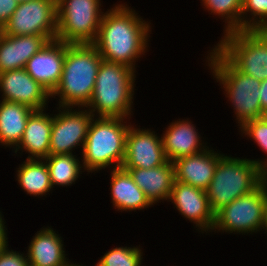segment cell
I'll use <instances>...</instances> for the list:
<instances>
[{
  "mask_svg": "<svg viewBox=\"0 0 267 266\" xmlns=\"http://www.w3.org/2000/svg\"><path fill=\"white\" fill-rule=\"evenodd\" d=\"M155 133L151 129H141L134 124L130 126L126 135L122 168L151 169L167 161L162 137Z\"/></svg>",
  "mask_w": 267,
  "mask_h": 266,
  "instance_id": "cell-12",
  "label": "cell"
},
{
  "mask_svg": "<svg viewBox=\"0 0 267 266\" xmlns=\"http://www.w3.org/2000/svg\"><path fill=\"white\" fill-rule=\"evenodd\" d=\"M67 47L68 44L57 39L48 41L24 68L50 94L60 83Z\"/></svg>",
  "mask_w": 267,
  "mask_h": 266,
  "instance_id": "cell-15",
  "label": "cell"
},
{
  "mask_svg": "<svg viewBox=\"0 0 267 266\" xmlns=\"http://www.w3.org/2000/svg\"><path fill=\"white\" fill-rule=\"evenodd\" d=\"M16 181L22 190L34 197H46L53 187L49 169L44 159H26L16 170Z\"/></svg>",
  "mask_w": 267,
  "mask_h": 266,
  "instance_id": "cell-24",
  "label": "cell"
},
{
  "mask_svg": "<svg viewBox=\"0 0 267 266\" xmlns=\"http://www.w3.org/2000/svg\"><path fill=\"white\" fill-rule=\"evenodd\" d=\"M3 32L10 36L43 35L49 41L57 36V0L19 3Z\"/></svg>",
  "mask_w": 267,
  "mask_h": 266,
  "instance_id": "cell-10",
  "label": "cell"
},
{
  "mask_svg": "<svg viewBox=\"0 0 267 266\" xmlns=\"http://www.w3.org/2000/svg\"><path fill=\"white\" fill-rule=\"evenodd\" d=\"M125 4L117 3L107 9L93 45L103 60L121 63L135 70L136 62L148 50L152 26Z\"/></svg>",
  "mask_w": 267,
  "mask_h": 266,
  "instance_id": "cell-1",
  "label": "cell"
},
{
  "mask_svg": "<svg viewBox=\"0 0 267 266\" xmlns=\"http://www.w3.org/2000/svg\"><path fill=\"white\" fill-rule=\"evenodd\" d=\"M265 120H266V122H267V111L265 112V113H263V116H262Z\"/></svg>",
  "mask_w": 267,
  "mask_h": 266,
  "instance_id": "cell-38",
  "label": "cell"
},
{
  "mask_svg": "<svg viewBox=\"0 0 267 266\" xmlns=\"http://www.w3.org/2000/svg\"><path fill=\"white\" fill-rule=\"evenodd\" d=\"M266 26L267 0H243L241 30H263Z\"/></svg>",
  "mask_w": 267,
  "mask_h": 266,
  "instance_id": "cell-28",
  "label": "cell"
},
{
  "mask_svg": "<svg viewBox=\"0 0 267 266\" xmlns=\"http://www.w3.org/2000/svg\"><path fill=\"white\" fill-rule=\"evenodd\" d=\"M16 0H0V26L4 27L18 7Z\"/></svg>",
  "mask_w": 267,
  "mask_h": 266,
  "instance_id": "cell-31",
  "label": "cell"
},
{
  "mask_svg": "<svg viewBox=\"0 0 267 266\" xmlns=\"http://www.w3.org/2000/svg\"><path fill=\"white\" fill-rule=\"evenodd\" d=\"M57 109L58 113L53 114L49 155L73 154L78 146L82 151L94 115L87 108L58 106Z\"/></svg>",
  "mask_w": 267,
  "mask_h": 266,
  "instance_id": "cell-11",
  "label": "cell"
},
{
  "mask_svg": "<svg viewBox=\"0 0 267 266\" xmlns=\"http://www.w3.org/2000/svg\"><path fill=\"white\" fill-rule=\"evenodd\" d=\"M34 110L24 104L0 100V144L15 149Z\"/></svg>",
  "mask_w": 267,
  "mask_h": 266,
  "instance_id": "cell-23",
  "label": "cell"
},
{
  "mask_svg": "<svg viewBox=\"0 0 267 266\" xmlns=\"http://www.w3.org/2000/svg\"><path fill=\"white\" fill-rule=\"evenodd\" d=\"M3 33H4L3 32V27L0 26V39H1L2 35H3Z\"/></svg>",
  "mask_w": 267,
  "mask_h": 266,
  "instance_id": "cell-36",
  "label": "cell"
},
{
  "mask_svg": "<svg viewBox=\"0 0 267 266\" xmlns=\"http://www.w3.org/2000/svg\"><path fill=\"white\" fill-rule=\"evenodd\" d=\"M135 73L136 70L124 64L103 60L92 98L85 108L94 117L131 118L136 90Z\"/></svg>",
  "mask_w": 267,
  "mask_h": 266,
  "instance_id": "cell-3",
  "label": "cell"
},
{
  "mask_svg": "<svg viewBox=\"0 0 267 266\" xmlns=\"http://www.w3.org/2000/svg\"><path fill=\"white\" fill-rule=\"evenodd\" d=\"M194 125L191 120L184 118L173 120L166 128L161 136L168 161L174 162L179 158L198 154L209 147L201 140L202 136Z\"/></svg>",
  "mask_w": 267,
  "mask_h": 266,
  "instance_id": "cell-16",
  "label": "cell"
},
{
  "mask_svg": "<svg viewBox=\"0 0 267 266\" xmlns=\"http://www.w3.org/2000/svg\"><path fill=\"white\" fill-rule=\"evenodd\" d=\"M28 257L20 251H14L6 247L0 249V266H28Z\"/></svg>",
  "mask_w": 267,
  "mask_h": 266,
  "instance_id": "cell-30",
  "label": "cell"
},
{
  "mask_svg": "<svg viewBox=\"0 0 267 266\" xmlns=\"http://www.w3.org/2000/svg\"><path fill=\"white\" fill-rule=\"evenodd\" d=\"M102 61L93 44H68L60 83L51 94V98H59L57 106L85 108Z\"/></svg>",
  "mask_w": 267,
  "mask_h": 266,
  "instance_id": "cell-2",
  "label": "cell"
},
{
  "mask_svg": "<svg viewBox=\"0 0 267 266\" xmlns=\"http://www.w3.org/2000/svg\"><path fill=\"white\" fill-rule=\"evenodd\" d=\"M123 169L129 172L135 184L141 188L153 206L162 201L168 202L175 181L173 162L167 160L163 165L151 169Z\"/></svg>",
  "mask_w": 267,
  "mask_h": 266,
  "instance_id": "cell-19",
  "label": "cell"
},
{
  "mask_svg": "<svg viewBox=\"0 0 267 266\" xmlns=\"http://www.w3.org/2000/svg\"><path fill=\"white\" fill-rule=\"evenodd\" d=\"M267 174L252 160L223 155L206 190L211 211L216 214L233 200L255 190Z\"/></svg>",
  "mask_w": 267,
  "mask_h": 266,
  "instance_id": "cell-6",
  "label": "cell"
},
{
  "mask_svg": "<svg viewBox=\"0 0 267 266\" xmlns=\"http://www.w3.org/2000/svg\"><path fill=\"white\" fill-rule=\"evenodd\" d=\"M111 203L116 211L131 212L147 209L153 204L139 188L128 171L121 168L110 170Z\"/></svg>",
  "mask_w": 267,
  "mask_h": 266,
  "instance_id": "cell-22",
  "label": "cell"
},
{
  "mask_svg": "<svg viewBox=\"0 0 267 266\" xmlns=\"http://www.w3.org/2000/svg\"><path fill=\"white\" fill-rule=\"evenodd\" d=\"M259 90H260L259 99H260L261 108H262V111L265 113L267 111V79L264 81H261Z\"/></svg>",
  "mask_w": 267,
  "mask_h": 266,
  "instance_id": "cell-33",
  "label": "cell"
},
{
  "mask_svg": "<svg viewBox=\"0 0 267 266\" xmlns=\"http://www.w3.org/2000/svg\"><path fill=\"white\" fill-rule=\"evenodd\" d=\"M127 120L130 121V118H93L81 152L84 171L93 173L107 167L110 169L122 167L126 135L131 126V122L129 124Z\"/></svg>",
  "mask_w": 267,
  "mask_h": 266,
  "instance_id": "cell-5",
  "label": "cell"
},
{
  "mask_svg": "<svg viewBox=\"0 0 267 266\" xmlns=\"http://www.w3.org/2000/svg\"><path fill=\"white\" fill-rule=\"evenodd\" d=\"M223 155L208 147L198 154L175 160V180L206 191Z\"/></svg>",
  "mask_w": 267,
  "mask_h": 266,
  "instance_id": "cell-17",
  "label": "cell"
},
{
  "mask_svg": "<svg viewBox=\"0 0 267 266\" xmlns=\"http://www.w3.org/2000/svg\"><path fill=\"white\" fill-rule=\"evenodd\" d=\"M263 31L267 34V26L263 29Z\"/></svg>",
  "mask_w": 267,
  "mask_h": 266,
  "instance_id": "cell-39",
  "label": "cell"
},
{
  "mask_svg": "<svg viewBox=\"0 0 267 266\" xmlns=\"http://www.w3.org/2000/svg\"><path fill=\"white\" fill-rule=\"evenodd\" d=\"M2 212L0 211V249H4L8 247V237H7V227L5 225L6 222L4 216H2Z\"/></svg>",
  "mask_w": 267,
  "mask_h": 266,
  "instance_id": "cell-32",
  "label": "cell"
},
{
  "mask_svg": "<svg viewBox=\"0 0 267 266\" xmlns=\"http://www.w3.org/2000/svg\"><path fill=\"white\" fill-rule=\"evenodd\" d=\"M44 161L48 166L53 188L55 186H71L75 184L76 180L81 176L80 174L85 172L83 164H81L82 161L74 154L48 155V157L44 158Z\"/></svg>",
  "mask_w": 267,
  "mask_h": 266,
  "instance_id": "cell-25",
  "label": "cell"
},
{
  "mask_svg": "<svg viewBox=\"0 0 267 266\" xmlns=\"http://www.w3.org/2000/svg\"><path fill=\"white\" fill-rule=\"evenodd\" d=\"M265 230V234H267V178H266V202L264 207V221L262 226V231Z\"/></svg>",
  "mask_w": 267,
  "mask_h": 266,
  "instance_id": "cell-34",
  "label": "cell"
},
{
  "mask_svg": "<svg viewBox=\"0 0 267 266\" xmlns=\"http://www.w3.org/2000/svg\"><path fill=\"white\" fill-rule=\"evenodd\" d=\"M214 47L240 72L267 79V34L263 30L225 33Z\"/></svg>",
  "mask_w": 267,
  "mask_h": 266,
  "instance_id": "cell-7",
  "label": "cell"
},
{
  "mask_svg": "<svg viewBox=\"0 0 267 266\" xmlns=\"http://www.w3.org/2000/svg\"><path fill=\"white\" fill-rule=\"evenodd\" d=\"M143 251L137 247H116L106 252L95 266H144Z\"/></svg>",
  "mask_w": 267,
  "mask_h": 266,
  "instance_id": "cell-27",
  "label": "cell"
},
{
  "mask_svg": "<svg viewBox=\"0 0 267 266\" xmlns=\"http://www.w3.org/2000/svg\"><path fill=\"white\" fill-rule=\"evenodd\" d=\"M238 130H241L242 136L245 135L243 137L254 140L260 150L267 154V122L263 117L246 122ZM262 159L252 160L267 174V157Z\"/></svg>",
  "mask_w": 267,
  "mask_h": 266,
  "instance_id": "cell-29",
  "label": "cell"
},
{
  "mask_svg": "<svg viewBox=\"0 0 267 266\" xmlns=\"http://www.w3.org/2000/svg\"><path fill=\"white\" fill-rule=\"evenodd\" d=\"M18 3H24V2H27V1H32V0H16Z\"/></svg>",
  "mask_w": 267,
  "mask_h": 266,
  "instance_id": "cell-35",
  "label": "cell"
},
{
  "mask_svg": "<svg viewBox=\"0 0 267 266\" xmlns=\"http://www.w3.org/2000/svg\"><path fill=\"white\" fill-rule=\"evenodd\" d=\"M266 179L253 191L236 198L215 214L212 232L252 235L262 231Z\"/></svg>",
  "mask_w": 267,
  "mask_h": 266,
  "instance_id": "cell-9",
  "label": "cell"
},
{
  "mask_svg": "<svg viewBox=\"0 0 267 266\" xmlns=\"http://www.w3.org/2000/svg\"><path fill=\"white\" fill-rule=\"evenodd\" d=\"M69 266H83V264H81V265L78 264V263H77V264H76V263L74 264V263L72 262Z\"/></svg>",
  "mask_w": 267,
  "mask_h": 266,
  "instance_id": "cell-37",
  "label": "cell"
},
{
  "mask_svg": "<svg viewBox=\"0 0 267 266\" xmlns=\"http://www.w3.org/2000/svg\"><path fill=\"white\" fill-rule=\"evenodd\" d=\"M206 62L213 79L224 89L236 115L238 128L263 116L259 94L261 81L238 71L215 47L207 52Z\"/></svg>",
  "mask_w": 267,
  "mask_h": 266,
  "instance_id": "cell-4",
  "label": "cell"
},
{
  "mask_svg": "<svg viewBox=\"0 0 267 266\" xmlns=\"http://www.w3.org/2000/svg\"><path fill=\"white\" fill-rule=\"evenodd\" d=\"M0 92L2 100L24 104L33 110L46 109L51 98L24 68L0 73Z\"/></svg>",
  "mask_w": 267,
  "mask_h": 266,
  "instance_id": "cell-14",
  "label": "cell"
},
{
  "mask_svg": "<svg viewBox=\"0 0 267 266\" xmlns=\"http://www.w3.org/2000/svg\"><path fill=\"white\" fill-rule=\"evenodd\" d=\"M203 8L211 15L221 17L224 24V32L241 30V12L243 0H201ZM211 12V13H210Z\"/></svg>",
  "mask_w": 267,
  "mask_h": 266,
  "instance_id": "cell-26",
  "label": "cell"
},
{
  "mask_svg": "<svg viewBox=\"0 0 267 266\" xmlns=\"http://www.w3.org/2000/svg\"><path fill=\"white\" fill-rule=\"evenodd\" d=\"M169 201L179 214L195 224L197 231L202 234L212 231L215 214L211 211L206 191L175 180Z\"/></svg>",
  "mask_w": 267,
  "mask_h": 266,
  "instance_id": "cell-13",
  "label": "cell"
},
{
  "mask_svg": "<svg viewBox=\"0 0 267 266\" xmlns=\"http://www.w3.org/2000/svg\"><path fill=\"white\" fill-rule=\"evenodd\" d=\"M47 109L34 110L28 117L26 128L15 154L26 152L27 159H44L49 155L50 135L53 124V114L46 113Z\"/></svg>",
  "mask_w": 267,
  "mask_h": 266,
  "instance_id": "cell-18",
  "label": "cell"
},
{
  "mask_svg": "<svg viewBox=\"0 0 267 266\" xmlns=\"http://www.w3.org/2000/svg\"><path fill=\"white\" fill-rule=\"evenodd\" d=\"M62 237L50 226L42 227L28 245L26 255L32 266H69Z\"/></svg>",
  "mask_w": 267,
  "mask_h": 266,
  "instance_id": "cell-20",
  "label": "cell"
},
{
  "mask_svg": "<svg viewBox=\"0 0 267 266\" xmlns=\"http://www.w3.org/2000/svg\"><path fill=\"white\" fill-rule=\"evenodd\" d=\"M49 40L43 35L10 36L0 39V73L25 68L27 61Z\"/></svg>",
  "mask_w": 267,
  "mask_h": 266,
  "instance_id": "cell-21",
  "label": "cell"
},
{
  "mask_svg": "<svg viewBox=\"0 0 267 266\" xmlns=\"http://www.w3.org/2000/svg\"><path fill=\"white\" fill-rule=\"evenodd\" d=\"M101 0H57V36L66 44H93L105 12Z\"/></svg>",
  "mask_w": 267,
  "mask_h": 266,
  "instance_id": "cell-8",
  "label": "cell"
}]
</instances>
